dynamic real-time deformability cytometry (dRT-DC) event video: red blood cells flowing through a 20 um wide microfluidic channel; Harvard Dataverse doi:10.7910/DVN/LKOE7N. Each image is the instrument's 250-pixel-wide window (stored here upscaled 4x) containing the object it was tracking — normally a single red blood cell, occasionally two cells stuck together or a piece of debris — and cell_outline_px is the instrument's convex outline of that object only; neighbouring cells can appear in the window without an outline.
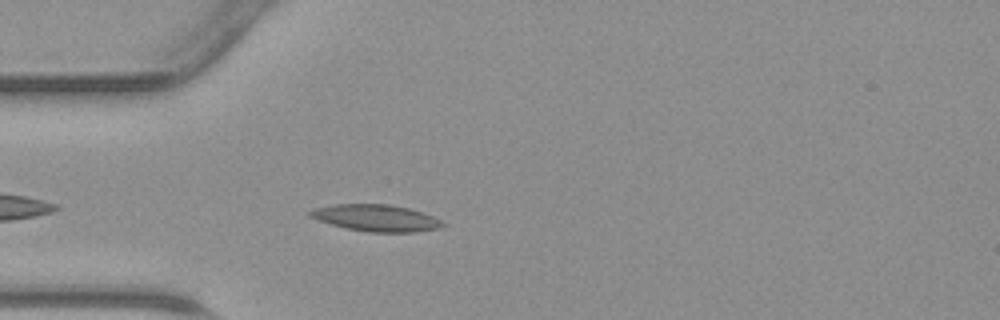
{"species": "common noctule bat (a hibernating species)", "species_latin": "Nyctalus noctula", "temperature_condition": "warm", "stored_images_in_passage": 30, "camera_frame_rate_fps": 3000, "um_per_image_px": 0.085, "animal": {"sex": "male", "body_mass_g": 23.1, "forearm_length_mm": 52.7}, "frame": {"image": 1, "passage_image": 4, "time_ms": 1.0, "image_size_px": [1000, 320], "cell_outline_px": [[448, 224], [440, 228], [416, 232], [368, 232], [344, 228], [308, 216], [308, 212], [312, 208], [336, 204], [388, 204], [408, 208], [424, 212]], "centroid_in_image_um": [31.99, 18.53], "position_along_channel_um": 53.0, "area_um2": 20.75}}
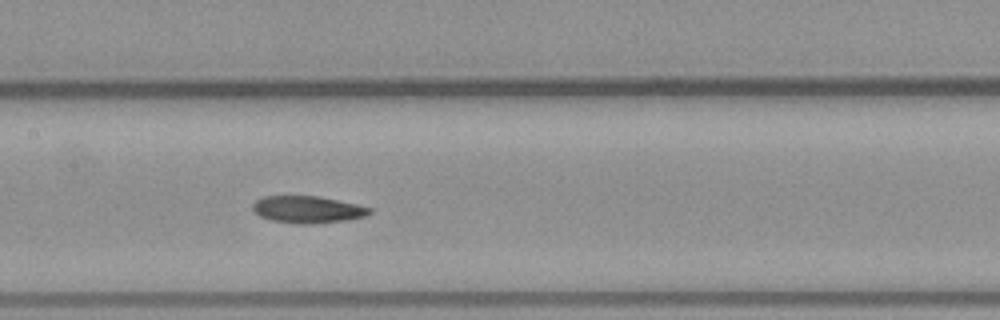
{"frame": {"image": 2, "passage_image": 13, "time_ms": 4.0, "image_size_px": [1000, 320], "cell_outline_px": [[372, 212], [364, 216], [344, 220], [316, 224], [296, 224], [272, 220], [260, 216], [252, 208], [252, 204], [256, 200], [264, 196], [320, 196], [356, 204], [372, 208]], "centroid_in_image_um": [26.14, 17.81], "position_along_channel_um": 181.3, "area_um2": 18.38}}
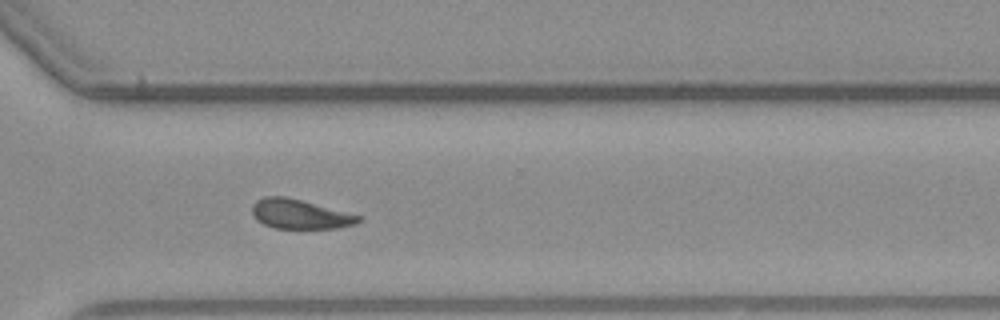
{"frame": {"image": 3, "passage_image": 24, "time_ms": 7.667, "image_size_px": [1000, 320], "cell_outline_px": [[360, 220], [352, 224], [336, 228], [276, 228], [264, 224], [256, 220], [252, 212], [252, 204], [256, 200], [264, 196], [284, 196], [300, 200], [360, 216]], "centroid_in_image_um": [25.4, 18.19], "position_along_channel_um": 345.2, "area_um2": 17.8}}